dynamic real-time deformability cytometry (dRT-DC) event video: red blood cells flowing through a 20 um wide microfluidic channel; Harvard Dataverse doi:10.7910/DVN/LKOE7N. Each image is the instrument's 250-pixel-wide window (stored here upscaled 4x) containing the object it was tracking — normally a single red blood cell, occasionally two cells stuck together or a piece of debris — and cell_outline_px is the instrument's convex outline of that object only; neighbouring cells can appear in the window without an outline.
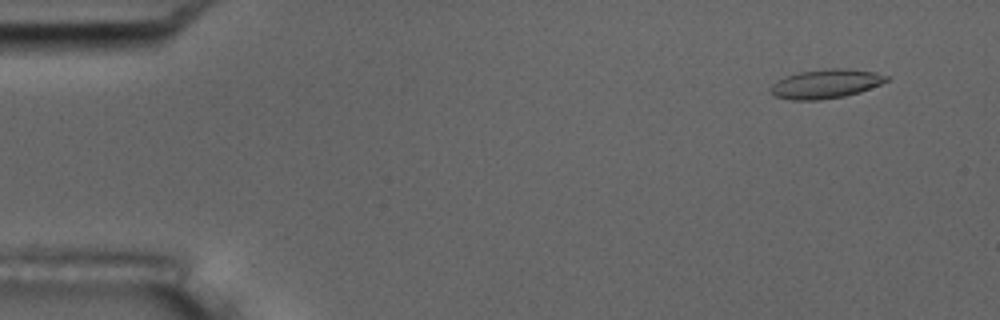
{"species": "common noctule bat (a hibernating species)", "species_latin": "Nyctalus noctula", "temperature_condition": "room temperature", "stored_images_in_passage": 53, "camera_frame_rate_fps": 3000, "um_per_image_px": 0.085, "animal": {"sex": "male", "body_mass_g": 17.5, "forearm_length_mm": 52.3}, "frame": {"image": 1, "passage_image": 3, "time_ms": 0.667, "image_size_px": [1000, 320], "cell_outline_px": [[888, 80], [880, 84], [860, 92], [844, 96], [820, 100], [792, 100], [776, 96], [768, 88], [776, 80], [784, 76], [800, 72], [828, 68], [848, 68], [876, 72], [888, 76]], "centroid_in_image_um": [70.18, 7.11], "position_along_channel_um": 14.8, "area_um2": 19.71}}
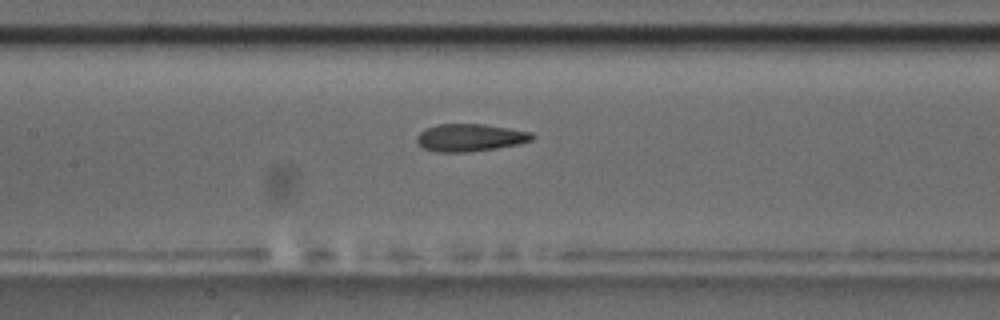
{"frame": {"image": 2, "passage_image": 24, "time_ms": 7.667, "image_size_px": [1000, 320], "cell_outline_px": [[536, 136], [532, 140], [516, 144], [496, 148], [468, 152], [436, 152], [424, 148], [416, 140], [416, 136], [424, 128], [436, 124], [484, 124], [532, 132]], "centroid_in_image_um": [39.94, 11.69], "position_along_channel_um": 167.5, "area_um2": 18.5}}
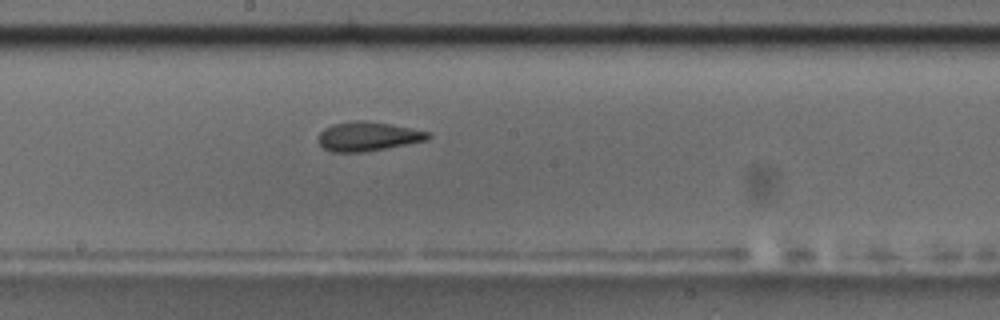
{"frame": {"image": 3, "passage_image": 28, "time_ms": 9.0, "image_size_px": [1000, 320], "cell_outline_px": [[432, 136], [428, 140], [364, 152], [332, 152], [324, 148], [316, 140], [320, 132], [324, 128], [332, 124], [356, 120], [364, 120], [388, 124], [432, 132]], "centroid_in_image_um": [31.26, 11.59], "position_along_channel_um": 216.9, "area_um2": 18.73}, "authors_computed_cell_mechanics": {"area_um2": 18.785, "velocity_mm_per_s": 3.7425, "shape_relaxation_time_tau1_ms": 6.97, "shape_relaxation_time_tau2_ms": 2.6318, "deformation_change_tau1": 0.1941, "deformation_change_tau2": 0.1084}}